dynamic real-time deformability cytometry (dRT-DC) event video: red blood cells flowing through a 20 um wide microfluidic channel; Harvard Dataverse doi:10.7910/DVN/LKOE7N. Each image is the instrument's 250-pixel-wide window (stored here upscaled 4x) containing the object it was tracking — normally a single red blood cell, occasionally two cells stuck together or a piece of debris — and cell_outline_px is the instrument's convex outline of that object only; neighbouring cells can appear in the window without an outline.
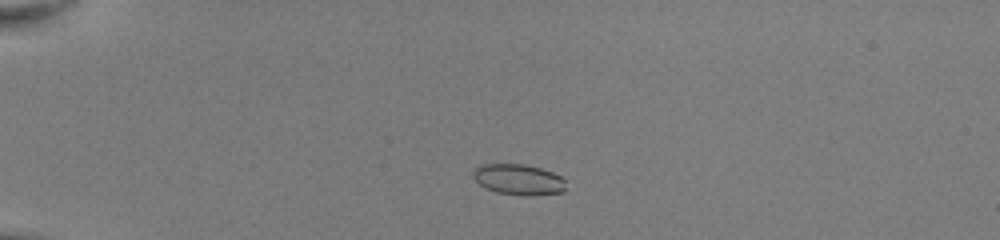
{"species": "common noctule bat (a hibernating species)", "species_latin": "Nyctalus noctula", "temperature_condition": "room temperature", "stored_images_in_passage": 48, "camera_frame_rate_fps": 3000, "um_per_image_px": 0.085, "animal": {"sex": "female", "body_mass_g": 22.0, "forearm_length_mm": 56.7}, "frame": {"image": 1, "passage_image": 10, "time_ms": 3.0, "image_size_px": [1000, 240], "cell_outline_px": [[564, 192], [528, 196], [524, 196], [496, 192], [484, 188], [472, 176], [472, 172], [480, 164], [524, 164], [540, 168], [552, 172], [560, 176], [564, 180]], "centroid_in_image_um": [44.05, 15.26], "position_along_channel_um": 41.0, "area_um2": 16.65}}
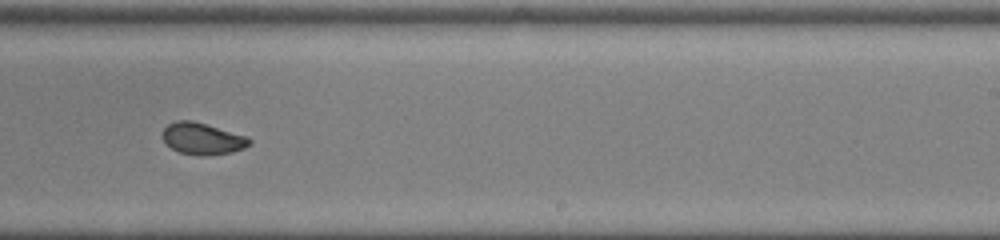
{"frame": {"image": 2, "passage_image": 31, "time_ms": 10.0, "image_size_px": [1000, 240], "cell_outline_px": [[252, 144], [244, 148], [232, 152], [204, 156], [200, 156], [180, 152], [172, 148], [164, 140], [164, 128], [168, 124], [176, 120], [192, 120], [248, 136], [252, 140]], "centroid_in_image_um": [17.26, 11.78], "position_along_channel_um": 271.7, "area_um2": 16.01}}
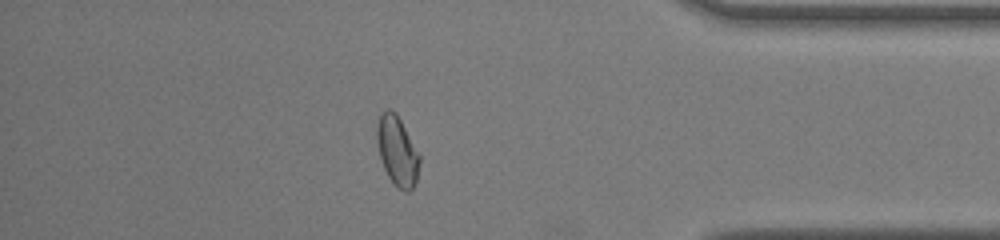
{"frame": {"image": 3, "passage_image": 42, "time_ms": 13.667, "image_size_px": [1000, 240], "cell_outline_px": [[420, 160], [416, 180], [412, 188], [408, 192], [404, 192], [388, 176], [384, 168], [380, 156], [376, 140], [376, 128], [380, 112], [388, 108], [396, 112], [420, 156]], "centroid_in_image_um": [33.74, 12.79], "position_along_channel_um": 401.5, "area_um2": 17.05}, "authors_computed_cell_mechanics": {"area_um2": 16.7909, "velocity_mm_per_s": 4.0753, "shape_relaxation_time_tau1_ms": 3.5188, "shape_relaxation_time_tau2_ms": 2.0427, "deformation_change_tau1": 0.094, "deformation_change_tau2": 0.0413}}